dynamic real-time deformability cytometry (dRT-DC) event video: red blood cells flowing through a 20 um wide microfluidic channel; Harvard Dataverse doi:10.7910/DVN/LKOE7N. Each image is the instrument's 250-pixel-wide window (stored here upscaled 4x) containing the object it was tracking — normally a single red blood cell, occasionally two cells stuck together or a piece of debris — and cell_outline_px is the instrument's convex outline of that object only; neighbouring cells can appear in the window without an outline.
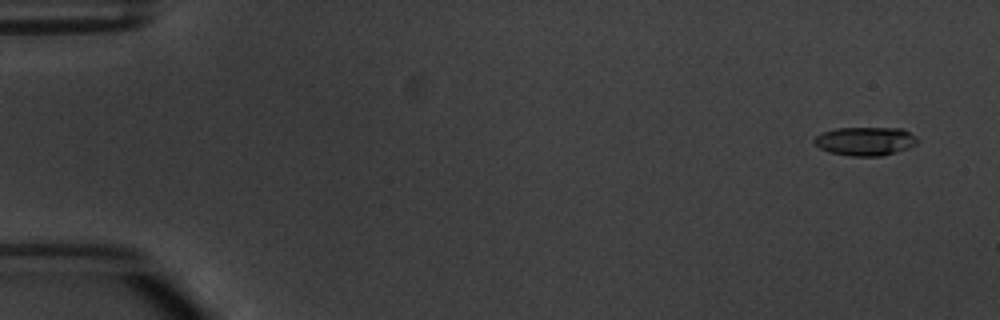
{"species": "common noctule bat (a hibernating species)", "species_latin": "Nyctalus noctula", "temperature_condition": "warm", "stored_images_in_passage": 7, "camera_frame_rate_fps": 3000, "um_per_image_px": 0.085, "animal": {"sex": "male", "body_mass_g": 20.1, "forearm_length_mm": 53.5}, "frame": {"image": 1, "passage_image": 1, "time_ms": 0.0, "image_size_px": [1000, 320], "cell_outline_px": [[916, 144], [908, 148], [896, 152], [880, 156], [852, 156], [828, 152], [820, 148], [812, 140], [816, 136], [824, 132], [836, 128], [904, 128], [916, 136]], "centroid_in_image_um": [73.55, 12.0], "position_along_channel_um": 11.4, "area_um2": 17.17}}
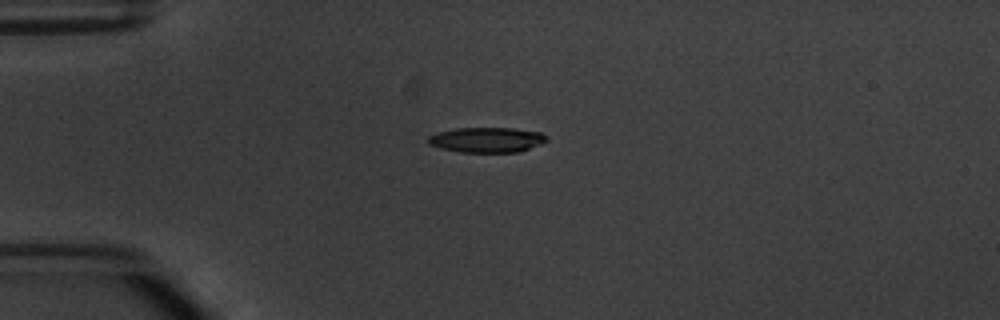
{"frame": {"image": 2, "passage_image": 4, "time_ms": 3.667, "image_size_px": [1000, 320], "cell_outline_px": [[548, 140], [540, 144], [520, 152], [460, 152], [440, 148], [428, 144], [428, 136], [436, 132], [456, 128], [512, 128], [540, 132], [548, 136]], "centroid_in_image_um": [41.37, 11.88], "position_along_channel_um": 43.6, "area_um2": 17.46}}
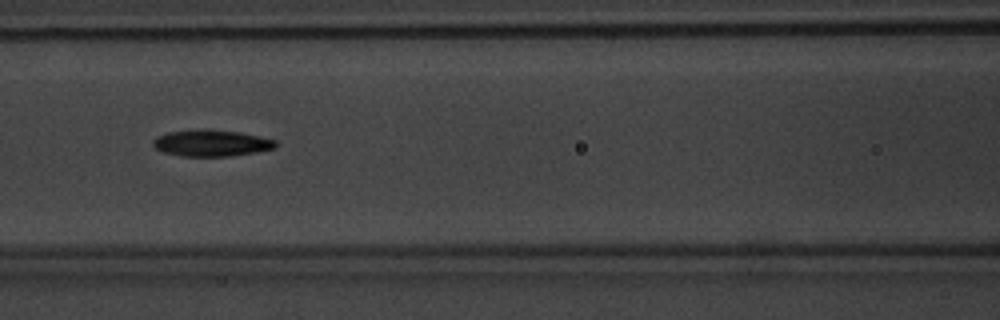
{"frame": {"image": 3, "passage_image": 7, "time_ms": 7.0, "image_size_px": [1000, 320], "cell_outline_px": [[276, 148], [256, 152], [228, 156], [180, 156], [164, 152], [156, 148], [152, 144], [152, 140], [156, 136], [168, 132], [200, 128], [208, 128], [240, 132], [260, 136], [276, 140]], "centroid_in_image_um": [17.95, 12.14], "position_along_channel_um": 148.6, "area_um2": 19.19}}